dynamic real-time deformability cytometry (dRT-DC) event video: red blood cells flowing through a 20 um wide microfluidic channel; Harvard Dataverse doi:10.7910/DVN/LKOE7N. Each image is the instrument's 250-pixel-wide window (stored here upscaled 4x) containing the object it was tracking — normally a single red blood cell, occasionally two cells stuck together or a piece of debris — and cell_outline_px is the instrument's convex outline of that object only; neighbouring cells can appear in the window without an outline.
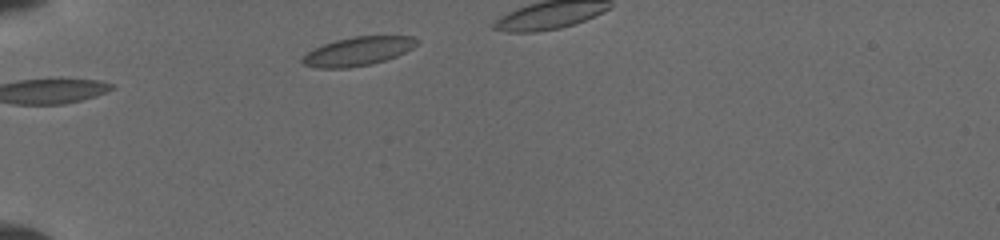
{"species": "common noctule bat (a hibernating species)", "species_latin": "Nyctalus noctula", "temperature_condition": "cold", "stored_images_in_passage": 6, "segment_of_instrument_passage": [1, 2], "camera_frame_rate_fps": 3000, "um_per_image_px": 0.085, "animal": {"sex": "female", "body_mass_g": 19.5, "forearm_length_mm": 54.1}, "frame": {"image": 1, "passage_image": 1, "time_ms": 0.0, "image_size_px": [1000, 240], "cell_outline_px": [[420, 44], [396, 56], [372, 64], [348, 68], [316, 68], [304, 64], [300, 60], [308, 52], [324, 44], [336, 40], [352, 36], [412, 36], [420, 40]], "centroid_in_image_um": [30.46, 4.35], "position_along_channel_um": 54.5, "area_um2": 19.13}}
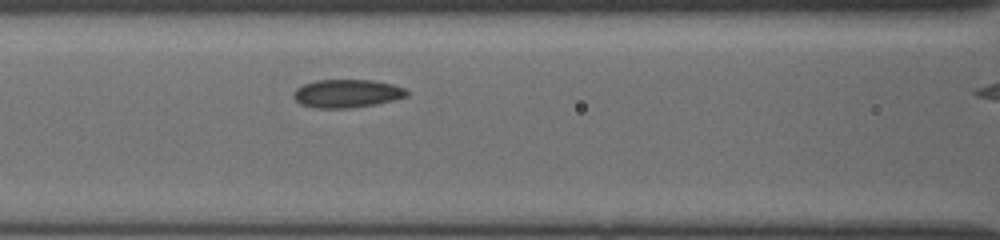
{"frame": {"image": 2, "passage_image": 5, "time_ms": 2.667, "image_size_px": [1000, 240], "cell_outline_px": [[408, 96], [376, 104], [348, 108], [316, 108], [300, 104], [292, 96], [292, 92], [296, 88], [304, 84], [316, 80], [372, 80], [392, 84], [404, 88], [408, 92]], "centroid_in_image_um": [29.46, 7.94], "position_along_channel_um": 137.1, "area_um2": 18.61}}